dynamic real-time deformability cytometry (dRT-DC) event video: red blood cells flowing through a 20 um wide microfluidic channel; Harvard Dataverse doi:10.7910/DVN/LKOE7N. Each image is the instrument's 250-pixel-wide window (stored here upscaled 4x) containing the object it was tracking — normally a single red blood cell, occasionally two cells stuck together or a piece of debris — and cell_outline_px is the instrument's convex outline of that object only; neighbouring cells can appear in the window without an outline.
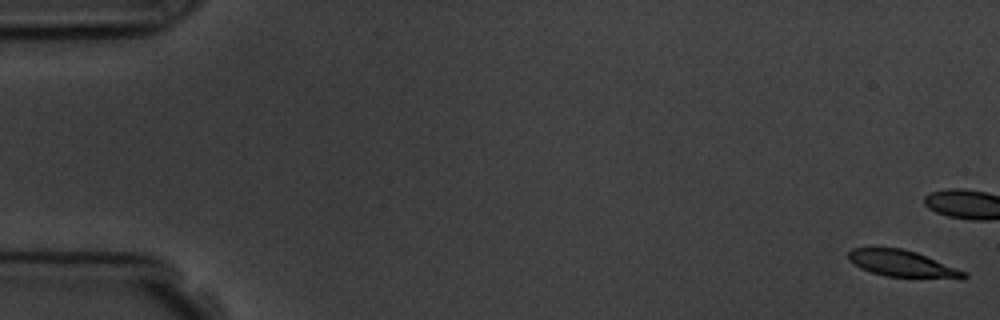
{"species": "common noctule bat (a hibernating species)", "species_latin": "Nyctalus noctula", "temperature_condition": "room temperature", "stored_images_in_passage": 6, "camera_frame_rate_fps": 3000, "um_per_image_px": 0.085, "animal": {"sex": "male", "body_mass_g": 19.5, "forearm_length_mm": 54.6}, "frame": {"image": 1, "passage_image": 1, "time_ms": 0.0, "image_size_px": [1000, 320], "cell_outline_px": [[968, 276], [964, 280], [960, 280], [888, 276], [872, 272], [860, 268], [848, 260], [848, 252], [852, 248], [900, 248], [916, 252], [968, 272]], "centroid_in_image_um": [76.79, 22.44], "position_along_channel_um": 8.2, "area_um2": 18.15}}
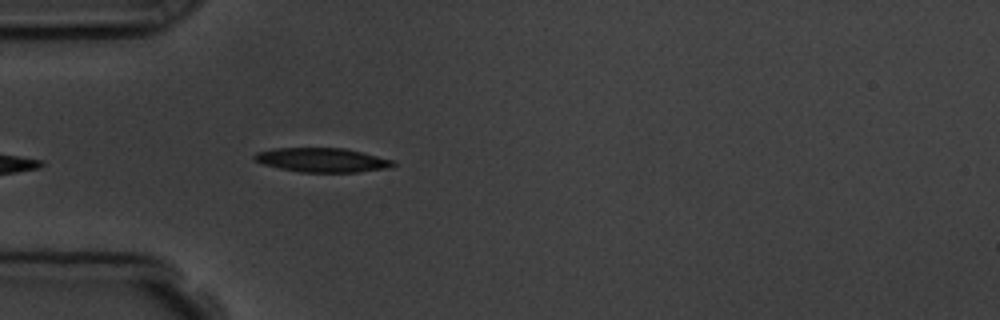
{"frame": {"image": 2, "passage_image": 6, "time_ms": 6.0, "image_size_px": [1000, 320], "cell_outline_px": [[396, 164], [392, 168], [356, 172], [300, 172], [280, 168], [264, 164], [256, 160], [252, 156], [256, 152], [272, 148], [344, 148], [396, 160]], "centroid_in_image_um": [27.43, 13.6], "position_along_channel_um": 57.6, "area_um2": 19.65}}